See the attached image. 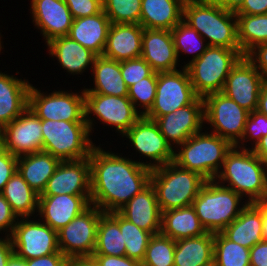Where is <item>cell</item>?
<instances>
[{
	"instance_id": "obj_11",
	"label": "cell",
	"mask_w": 267,
	"mask_h": 266,
	"mask_svg": "<svg viewBox=\"0 0 267 266\" xmlns=\"http://www.w3.org/2000/svg\"><path fill=\"white\" fill-rule=\"evenodd\" d=\"M93 114L102 124L116 128L122 136L142 116L128 96H113L97 93H85V120L89 132L93 128ZM90 115V116H89Z\"/></svg>"
},
{
	"instance_id": "obj_24",
	"label": "cell",
	"mask_w": 267,
	"mask_h": 266,
	"mask_svg": "<svg viewBox=\"0 0 267 266\" xmlns=\"http://www.w3.org/2000/svg\"><path fill=\"white\" fill-rule=\"evenodd\" d=\"M143 31L140 24L112 23L102 56L118 62L141 57Z\"/></svg>"
},
{
	"instance_id": "obj_36",
	"label": "cell",
	"mask_w": 267,
	"mask_h": 266,
	"mask_svg": "<svg viewBox=\"0 0 267 266\" xmlns=\"http://www.w3.org/2000/svg\"><path fill=\"white\" fill-rule=\"evenodd\" d=\"M236 17L238 43L244 55L256 45L267 43V14H236Z\"/></svg>"
},
{
	"instance_id": "obj_9",
	"label": "cell",
	"mask_w": 267,
	"mask_h": 266,
	"mask_svg": "<svg viewBox=\"0 0 267 266\" xmlns=\"http://www.w3.org/2000/svg\"><path fill=\"white\" fill-rule=\"evenodd\" d=\"M203 101L204 122L214 127L212 133L235 146L243 136L249 111L222 92L210 93Z\"/></svg>"
},
{
	"instance_id": "obj_53",
	"label": "cell",
	"mask_w": 267,
	"mask_h": 266,
	"mask_svg": "<svg viewBox=\"0 0 267 266\" xmlns=\"http://www.w3.org/2000/svg\"><path fill=\"white\" fill-rule=\"evenodd\" d=\"M4 238H0V266H7L9 258L14 253L10 236L6 235Z\"/></svg>"
},
{
	"instance_id": "obj_15",
	"label": "cell",
	"mask_w": 267,
	"mask_h": 266,
	"mask_svg": "<svg viewBox=\"0 0 267 266\" xmlns=\"http://www.w3.org/2000/svg\"><path fill=\"white\" fill-rule=\"evenodd\" d=\"M129 139L140 156L151 159L147 167L154 169L170 163L174 159V150L160 132L154 120L141 116L122 136ZM153 162V163H152Z\"/></svg>"
},
{
	"instance_id": "obj_57",
	"label": "cell",
	"mask_w": 267,
	"mask_h": 266,
	"mask_svg": "<svg viewBox=\"0 0 267 266\" xmlns=\"http://www.w3.org/2000/svg\"><path fill=\"white\" fill-rule=\"evenodd\" d=\"M256 110L267 116V81H264L261 87Z\"/></svg>"
},
{
	"instance_id": "obj_44",
	"label": "cell",
	"mask_w": 267,
	"mask_h": 266,
	"mask_svg": "<svg viewBox=\"0 0 267 266\" xmlns=\"http://www.w3.org/2000/svg\"><path fill=\"white\" fill-rule=\"evenodd\" d=\"M153 72L151 66L142 57L121 62L122 78L128 88L143 78L149 77Z\"/></svg>"
},
{
	"instance_id": "obj_41",
	"label": "cell",
	"mask_w": 267,
	"mask_h": 266,
	"mask_svg": "<svg viewBox=\"0 0 267 266\" xmlns=\"http://www.w3.org/2000/svg\"><path fill=\"white\" fill-rule=\"evenodd\" d=\"M142 0H103V11L111 23L140 24Z\"/></svg>"
},
{
	"instance_id": "obj_29",
	"label": "cell",
	"mask_w": 267,
	"mask_h": 266,
	"mask_svg": "<svg viewBox=\"0 0 267 266\" xmlns=\"http://www.w3.org/2000/svg\"><path fill=\"white\" fill-rule=\"evenodd\" d=\"M186 0H142L140 25L144 29L172 30L183 20Z\"/></svg>"
},
{
	"instance_id": "obj_33",
	"label": "cell",
	"mask_w": 267,
	"mask_h": 266,
	"mask_svg": "<svg viewBox=\"0 0 267 266\" xmlns=\"http://www.w3.org/2000/svg\"><path fill=\"white\" fill-rule=\"evenodd\" d=\"M214 233L175 241L174 266H203L213 261Z\"/></svg>"
},
{
	"instance_id": "obj_4",
	"label": "cell",
	"mask_w": 267,
	"mask_h": 266,
	"mask_svg": "<svg viewBox=\"0 0 267 266\" xmlns=\"http://www.w3.org/2000/svg\"><path fill=\"white\" fill-rule=\"evenodd\" d=\"M206 181L173 161L152 169L150 176L161 212L192 205Z\"/></svg>"
},
{
	"instance_id": "obj_55",
	"label": "cell",
	"mask_w": 267,
	"mask_h": 266,
	"mask_svg": "<svg viewBox=\"0 0 267 266\" xmlns=\"http://www.w3.org/2000/svg\"><path fill=\"white\" fill-rule=\"evenodd\" d=\"M250 149L267 165V135Z\"/></svg>"
},
{
	"instance_id": "obj_5",
	"label": "cell",
	"mask_w": 267,
	"mask_h": 266,
	"mask_svg": "<svg viewBox=\"0 0 267 266\" xmlns=\"http://www.w3.org/2000/svg\"><path fill=\"white\" fill-rule=\"evenodd\" d=\"M197 132L174 150L173 162L178 166L194 171L203 178L214 180L220 172L226 154L233 145L215 133ZM181 146V147H180ZM177 152V153H176Z\"/></svg>"
},
{
	"instance_id": "obj_23",
	"label": "cell",
	"mask_w": 267,
	"mask_h": 266,
	"mask_svg": "<svg viewBox=\"0 0 267 266\" xmlns=\"http://www.w3.org/2000/svg\"><path fill=\"white\" fill-rule=\"evenodd\" d=\"M118 212L152 235L161 233L162 212L151 184L130 199Z\"/></svg>"
},
{
	"instance_id": "obj_38",
	"label": "cell",
	"mask_w": 267,
	"mask_h": 266,
	"mask_svg": "<svg viewBox=\"0 0 267 266\" xmlns=\"http://www.w3.org/2000/svg\"><path fill=\"white\" fill-rule=\"evenodd\" d=\"M171 33L178 58L180 53H195L189 63L198 59L209 47L207 41L183 20L171 30Z\"/></svg>"
},
{
	"instance_id": "obj_49",
	"label": "cell",
	"mask_w": 267,
	"mask_h": 266,
	"mask_svg": "<svg viewBox=\"0 0 267 266\" xmlns=\"http://www.w3.org/2000/svg\"><path fill=\"white\" fill-rule=\"evenodd\" d=\"M98 266H141L138 260L127 256H108L102 254H93L91 256Z\"/></svg>"
},
{
	"instance_id": "obj_10",
	"label": "cell",
	"mask_w": 267,
	"mask_h": 266,
	"mask_svg": "<svg viewBox=\"0 0 267 266\" xmlns=\"http://www.w3.org/2000/svg\"><path fill=\"white\" fill-rule=\"evenodd\" d=\"M28 108L41 120L86 122L84 89L80 94L63 90L46 94L31 84Z\"/></svg>"
},
{
	"instance_id": "obj_48",
	"label": "cell",
	"mask_w": 267,
	"mask_h": 266,
	"mask_svg": "<svg viewBox=\"0 0 267 266\" xmlns=\"http://www.w3.org/2000/svg\"><path fill=\"white\" fill-rule=\"evenodd\" d=\"M245 56L267 81V43L256 45Z\"/></svg>"
},
{
	"instance_id": "obj_39",
	"label": "cell",
	"mask_w": 267,
	"mask_h": 266,
	"mask_svg": "<svg viewBox=\"0 0 267 266\" xmlns=\"http://www.w3.org/2000/svg\"><path fill=\"white\" fill-rule=\"evenodd\" d=\"M119 228L125 242V256L142 262L149 240L152 237L119 213Z\"/></svg>"
},
{
	"instance_id": "obj_14",
	"label": "cell",
	"mask_w": 267,
	"mask_h": 266,
	"mask_svg": "<svg viewBox=\"0 0 267 266\" xmlns=\"http://www.w3.org/2000/svg\"><path fill=\"white\" fill-rule=\"evenodd\" d=\"M38 220L20 218L10 235L14 253L25 260L60 251L58 232L40 221L41 219Z\"/></svg>"
},
{
	"instance_id": "obj_45",
	"label": "cell",
	"mask_w": 267,
	"mask_h": 266,
	"mask_svg": "<svg viewBox=\"0 0 267 266\" xmlns=\"http://www.w3.org/2000/svg\"><path fill=\"white\" fill-rule=\"evenodd\" d=\"M73 19L87 17L100 13L103 10L101 0H64Z\"/></svg>"
},
{
	"instance_id": "obj_8",
	"label": "cell",
	"mask_w": 267,
	"mask_h": 266,
	"mask_svg": "<svg viewBox=\"0 0 267 266\" xmlns=\"http://www.w3.org/2000/svg\"><path fill=\"white\" fill-rule=\"evenodd\" d=\"M42 136V151L60 161L85 159L95 146L87 122L42 120Z\"/></svg>"
},
{
	"instance_id": "obj_13",
	"label": "cell",
	"mask_w": 267,
	"mask_h": 266,
	"mask_svg": "<svg viewBox=\"0 0 267 266\" xmlns=\"http://www.w3.org/2000/svg\"><path fill=\"white\" fill-rule=\"evenodd\" d=\"M197 97L185 67L182 71L159 72L155 101L145 117L155 121L160 116L191 104Z\"/></svg>"
},
{
	"instance_id": "obj_12",
	"label": "cell",
	"mask_w": 267,
	"mask_h": 266,
	"mask_svg": "<svg viewBox=\"0 0 267 266\" xmlns=\"http://www.w3.org/2000/svg\"><path fill=\"white\" fill-rule=\"evenodd\" d=\"M104 212L90 205L58 231L60 251L67 258L91 257L97 241V228Z\"/></svg>"
},
{
	"instance_id": "obj_17",
	"label": "cell",
	"mask_w": 267,
	"mask_h": 266,
	"mask_svg": "<svg viewBox=\"0 0 267 266\" xmlns=\"http://www.w3.org/2000/svg\"><path fill=\"white\" fill-rule=\"evenodd\" d=\"M155 122L172 148L183 144L189 137L202 131L204 127L203 97L198 96L191 104L160 116ZM173 145L176 146L173 147Z\"/></svg>"
},
{
	"instance_id": "obj_58",
	"label": "cell",
	"mask_w": 267,
	"mask_h": 266,
	"mask_svg": "<svg viewBox=\"0 0 267 266\" xmlns=\"http://www.w3.org/2000/svg\"><path fill=\"white\" fill-rule=\"evenodd\" d=\"M65 266H98L92 257L67 258Z\"/></svg>"
},
{
	"instance_id": "obj_19",
	"label": "cell",
	"mask_w": 267,
	"mask_h": 266,
	"mask_svg": "<svg viewBox=\"0 0 267 266\" xmlns=\"http://www.w3.org/2000/svg\"><path fill=\"white\" fill-rule=\"evenodd\" d=\"M91 195L89 157L74 161H61L39 196Z\"/></svg>"
},
{
	"instance_id": "obj_52",
	"label": "cell",
	"mask_w": 267,
	"mask_h": 266,
	"mask_svg": "<svg viewBox=\"0 0 267 266\" xmlns=\"http://www.w3.org/2000/svg\"><path fill=\"white\" fill-rule=\"evenodd\" d=\"M250 266H267V241H261L250 249Z\"/></svg>"
},
{
	"instance_id": "obj_27",
	"label": "cell",
	"mask_w": 267,
	"mask_h": 266,
	"mask_svg": "<svg viewBox=\"0 0 267 266\" xmlns=\"http://www.w3.org/2000/svg\"><path fill=\"white\" fill-rule=\"evenodd\" d=\"M49 55L55 57L63 69L72 74H82L93 67L97 55L69 36L57 37L47 43ZM91 65V66H89Z\"/></svg>"
},
{
	"instance_id": "obj_20",
	"label": "cell",
	"mask_w": 267,
	"mask_h": 266,
	"mask_svg": "<svg viewBox=\"0 0 267 266\" xmlns=\"http://www.w3.org/2000/svg\"><path fill=\"white\" fill-rule=\"evenodd\" d=\"M90 205L91 195L39 196L37 215L58 232Z\"/></svg>"
},
{
	"instance_id": "obj_2",
	"label": "cell",
	"mask_w": 267,
	"mask_h": 266,
	"mask_svg": "<svg viewBox=\"0 0 267 266\" xmlns=\"http://www.w3.org/2000/svg\"><path fill=\"white\" fill-rule=\"evenodd\" d=\"M214 180L242 197H247L248 203H255L267 195V165L250 147L238 149L233 146ZM225 182L228 184L224 185Z\"/></svg>"
},
{
	"instance_id": "obj_50",
	"label": "cell",
	"mask_w": 267,
	"mask_h": 266,
	"mask_svg": "<svg viewBox=\"0 0 267 266\" xmlns=\"http://www.w3.org/2000/svg\"><path fill=\"white\" fill-rule=\"evenodd\" d=\"M67 257L61 252L26 260L27 266H65Z\"/></svg>"
},
{
	"instance_id": "obj_51",
	"label": "cell",
	"mask_w": 267,
	"mask_h": 266,
	"mask_svg": "<svg viewBox=\"0 0 267 266\" xmlns=\"http://www.w3.org/2000/svg\"><path fill=\"white\" fill-rule=\"evenodd\" d=\"M235 14L263 15L267 14V0H244Z\"/></svg>"
},
{
	"instance_id": "obj_60",
	"label": "cell",
	"mask_w": 267,
	"mask_h": 266,
	"mask_svg": "<svg viewBox=\"0 0 267 266\" xmlns=\"http://www.w3.org/2000/svg\"><path fill=\"white\" fill-rule=\"evenodd\" d=\"M5 151L4 140L0 131V155Z\"/></svg>"
},
{
	"instance_id": "obj_54",
	"label": "cell",
	"mask_w": 267,
	"mask_h": 266,
	"mask_svg": "<svg viewBox=\"0 0 267 266\" xmlns=\"http://www.w3.org/2000/svg\"><path fill=\"white\" fill-rule=\"evenodd\" d=\"M255 204L262 211L263 225H262V235L263 241H267V195L258 199Z\"/></svg>"
},
{
	"instance_id": "obj_28",
	"label": "cell",
	"mask_w": 267,
	"mask_h": 266,
	"mask_svg": "<svg viewBox=\"0 0 267 266\" xmlns=\"http://www.w3.org/2000/svg\"><path fill=\"white\" fill-rule=\"evenodd\" d=\"M262 225V211L255 203H248L222 233L229 240L251 249L255 244L263 241Z\"/></svg>"
},
{
	"instance_id": "obj_21",
	"label": "cell",
	"mask_w": 267,
	"mask_h": 266,
	"mask_svg": "<svg viewBox=\"0 0 267 266\" xmlns=\"http://www.w3.org/2000/svg\"><path fill=\"white\" fill-rule=\"evenodd\" d=\"M30 5L32 22L46 43L68 35L73 17L64 0H32Z\"/></svg>"
},
{
	"instance_id": "obj_22",
	"label": "cell",
	"mask_w": 267,
	"mask_h": 266,
	"mask_svg": "<svg viewBox=\"0 0 267 266\" xmlns=\"http://www.w3.org/2000/svg\"><path fill=\"white\" fill-rule=\"evenodd\" d=\"M141 57L154 72L178 70L176 67L180 60L177 56L171 30L144 29Z\"/></svg>"
},
{
	"instance_id": "obj_61",
	"label": "cell",
	"mask_w": 267,
	"mask_h": 266,
	"mask_svg": "<svg viewBox=\"0 0 267 266\" xmlns=\"http://www.w3.org/2000/svg\"><path fill=\"white\" fill-rule=\"evenodd\" d=\"M203 266H217L216 262L213 260L210 263L203 265Z\"/></svg>"
},
{
	"instance_id": "obj_34",
	"label": "cell",
	"mask_w": 267,
	"mask_h": 266,
	"mask_svg": "<svg viewBox=\"0 0 267 266\" xmlns=\"http://www.w3.org/2000/svg\"><path fill=\"white\" fill-rule=\"evenodd\" d=\"M17 217L26 218L38 212L39 194L16 171L1 193Z\"/></svg>"
},
{
	"instance_id": "obj_37",
	"label": "cell",
	"mask_w": 267,
	"mask_h": 266,
	"mask_svg": "<svg viewBox=\"0 0 267 266\" xmlns=\"http://www.w3.org/2000/svg\"><path fill=\"white\" fill-rule=\"evenodd\" d=\"M213 260L217 266H250V249L217 232L214 233Z\"/></svg>"
},
{
	"instance_id": "obj_35",
	"label": "cell",
	"mask_w": 267,
	"mask_h": 266,
	"mask_svg": "<svg viewBox=\"0 0 267 266\" xmlns=\"http://www.w3.org/2000/svg\"><path fill=\"white\" fill-rule=\"evenodd\" d=\"M93 254L125 256V242L119 228L118 211L103 213L100 216Z\"/></svg>"
},
{
	"instance_id": "obj_40",
	"label": "cell",
	"mask_w": 267,
	"mask_h": 266,
	"mask_svg": "<svg viewBox=\"0 0 267 266\" xmlns=\"http://www.w3.org/2000/svg\"><path fill=\"white\" fill-rule=\"evenodd\" d=\"M175 240L157 233L152 235L141 266H174Z\"/></svg>"
},
{
	"instance_id": "obj_26",
	"label": "cell",
	"mask_w": 267,
	"mask_h": 266,
	"mask_svg": "<svg viewBox=\"0 0 267 266\" xmlns=\"http://www.w3.org/2000/svg\"><path fill=\"white\" fill-rule=\"evenodd\" d=\"M31 84L0 71V130L28 108Z\"/></svg>"
},
{
	"instance_id": "obj_59",
	"label": "cell",
	"mask_w": 267,
	"mask_h": 266,
	"mask_svg": "<svg viewBox=\"0 0 267 266\" xmlns=\"http://www.w3.org/2000/svg\"><path fill=\"white\" fill-rule=\"evenodd\" d=\"M7 266H27L26 260L13 253L8 260Z\"/></svg>"
},
{
	"instance_id": "obj_25",
	"label": "cell",
	"mask_w": 267,
	"mask_h": 266,
	"mask_svg": "<svg viewBox=\"0 0 267 266\" xmlns=\"http://www.w3.org/2000/svg\"><path fill=\"white\" fill-rule=\"evenodd\" d=\"M111 24L102 10L95 15L73 19L67 36L97 56H102Z\"/></svg>"
},
{
	"instance_id": "obj_6",
	"label": "cell",
	"mask_w": 267,
	"mask_h": 266,
	"mask_svg": "<svg viewBox=\"0 0 267 266\" xmlns=\"http://www.w3.org/2000/svg\"><path fill=\"white\" fill-rule=\"evenodd\" d=\"M242 198L232 189L218 184L215 180H208L193 200L192 206L205 230L217 233L222 232L236 219L248 204L247 201L243 204Z\"/></svg>"
},
{
	"instance_id": "obj_7",
	"label": "cell",
	"mask_w": 267,
	"mask_h": 266,
	"mask_svg": "<svg viewBox=\"0 0 267 266\" xmlns=\"http://www.w3.org/2000/svg\"><path fill=\"white\" fill-rule=\"evenodd\" d=\"M245 55L241 50L209 46L196 60L184 65L199 97L222 92L231 69Z\"/></svg>"
},
{
	"instance_id": "obj_1",
	"label": "cell",
	"mask_w": 267,
	"mask_h": 266,
	"mask_svg": "<svg viewBox=\"0 0 267 266\" xmlns=\"http://www.w3.org/2000/svg\"><path fill=\"white\" fill-rule=\"evenodd\" d=\"M91 205L104 213L120 210L150 184L152 169L94 146L90 152Z\"/></svg>"
},
{
	"instance_id": "obj_43",
	"label": "cell",
	"mask_w": 267,
	"mask_h": 266,
	"mask_svg": "<svg viewBox=\"0 0 267 266\" xmlns=\"http://www.w3.org/2000/svg\"><path fill=\"white\" fill-rule=\"evenodd\" d=\"M266 135H267V116L260 113L257 110L249 112L243 136L235 146L240 149H246V147H244L245 145L244 143L245 141L248 143L249 140H253L252 145L255 146L258 143V141Z\"/></svg>"
},
{
	"instance_id": "obj_16",
	"label": "cell",
	"mask_w": 267,
	"mask_h": 266,
	"mask_svg": "<svg viewBox=\"0 0 267 266\" xmlns=\"http://www.w3.org/2000/svg\"><path fill=\"white\" fill-rule=\"evenodd\" d=\"M0 131L5 150L16 157L43 150L42 120L29 108Z\"/></svg>"
},
{
	"instance_id": "obj_47",
	"label": "cell",
	"mask_w": 267,
	"mask_h": 266,
	"mask_svg": "<svg viewBox=\"0 0 267 266\" xmlns=\"http://www.w3.org/2000/svg\"><path fill=\"white\" fill-rule=\"evenodd\" d=\"M18 220L10 204L0 193V232L6 231L5 235L9 232L7 235L10 236Z\"/></svg>"
},
{
	"instance_id": "obj_46",
	"label": "cell",
	"mask_w": 267,
	"mask_h": 266,
	"mask_svg": "<svg viewBox=\"0 0 267 266\" xmlns=\"http://www.w3.org/2000/svg\"><path fill=\"white\" fill-rule=\"evenodd\" d=\"M17 159L7 150L0 155V193L11 176L17 171Z\"/></svg>"
},
{
	"instance_id": "obj_56",
	"label": "cell",
	"mask_w": 267,
	"mask_h": 266,
	"mask_svg": "<svg viewBox=\"0 0 267 266\" xmlns=\"http://www.w3.org/2000/svg\"><path fill=\"white\" fill-rule=\"evenodd\" d=\"M212 4L220 5L224 9L236 12L244 2V0H208Z\"/></svg>"
},
{
	"instance_id": "obj_62",
	"label": "cell",
	"mask_w": 267,
	"mask_h": 266,
	"mask_svg": "<svg viewBox=\"0 0 267 266\" xmlns=\"http://www.w3.org/2000/svg\"><path fill=\"white\" fill-rule=\"evenodd\" d=\"M1 35V34H0ZM1 37H0V51L2 50V45H1Z\"/></svg>"
},
{
	"instance_id": "obj_32",
	"label": "cell",
	"mask_w": 267,
	"mask_h": 266,
	"mask_svg": "<svg viewBox=\"0 0 267 266\" xmlns=\"http://www.w3.org/2000/svg\"><path fill=\"white\" fill-rule=\"evenodd\" d=\"M92 72L94 74V88H85V93L128 96V87L122 78L121 62L97 56Z\"/></svg>"
},
{
	"instance_id": "obj_42",
	"label": "cell",
	"mask_w": 267,
	"mask_h": 266,
	"mask_svg": "<svg viewBox=\"0 0 267 266\" xmlns=\"http://www.w3.org/2000/svg\"><path fill=\"white\" fill-rule=\"evenodd\" d=\"M157 89V72H153L149 77H145L128 88V98L135 109L145 116L152 108ZM140 106L141 108H138Z\"/></svg>"
},
{
	"instance_id": "obj_3",
	"label": "cell",
	"mask_w": 267,
	"mask_h": 266,
	"mask_svg": "<svg viewBox=\"0 0 267 266\" xmlns=\"http://www.w3.org/2000/svg\"><path fill=\"white\" fill-rule=\"evenodd\" d=\"M183 21L195 29L205 41L209 40V46L241 50L235 12L208 0H186Z\"/></svg>"
},
{
	"instance_id": "obj_30",
	"label": "cell",
	"mask_w": 267,
	"mask_h": 266,
	"mask_svg": "<svg viewBox=\"0 0 267 266\" xmlns=\"http://www.w3.org/2000/svg\"><path fill=\"white\" fill-rule=\"evenodd\" d=\"M60 162L50 153L35 152L18 157L17 171L28 185L40 195Z\"/></svg>"
},
{
	"instance_id": "obj_18",
	"label": "cell",
	"mask_w": 267,
	"mask_h": 266,
	"mask_svg": "<svg viewBox=\"0 0 267 266\" xmlns=\"http://www.w3.org/2000/svg\"><path fill=\"white\" fill-rule=\"evenodd\" d=\"M263 83L262 74L244 56L231 69L222 93L239 106L252 112L257 109L258 97Z\"/></svg>"
},
{
	"instance_id": "obj_31",
	"label": "cell",
	"mask_w": 267,
	"mask_h": 266,
	"mask_svg": "<svg viewBox=\"0 0 267 266\" xmlns=\"http://www.w3.org/2000/svg\"><path fill=\"white\" fill-rule=\"evenodd\" d=\"M161 233L177 241L207 233L192 205L162 212Z\"/></svg>"
}]
</instances>
